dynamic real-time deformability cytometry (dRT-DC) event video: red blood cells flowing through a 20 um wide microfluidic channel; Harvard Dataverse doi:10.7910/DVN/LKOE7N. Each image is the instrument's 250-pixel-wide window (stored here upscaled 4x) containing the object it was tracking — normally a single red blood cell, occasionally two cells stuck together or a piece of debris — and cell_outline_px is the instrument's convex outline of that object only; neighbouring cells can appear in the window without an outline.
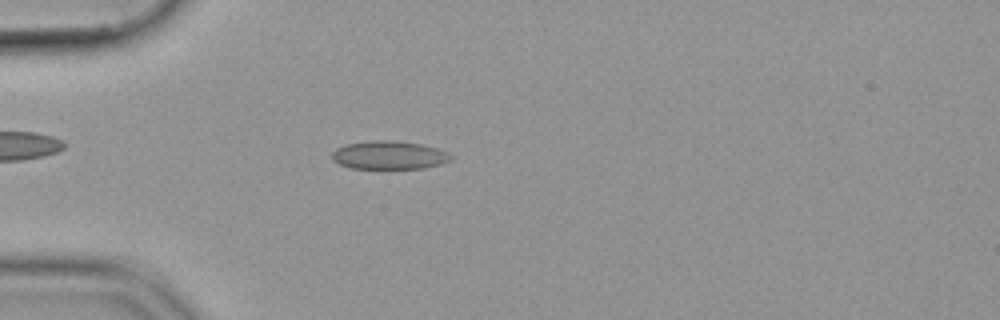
{"species": "common noctule bat (a hibernating species)", "species_latin": "Nyctalus noctula", "temperature_condition": "cold", "stored_images_in_passage": 54, "camera_frame_rate_fps": 3000, "um_per_image_px": 0.085, "animal": {"sex": "female", "body_mass_g": 19.9}, "frame": {"image": 1, "passage_image": 15, "time_ms": 4.667, "image_size_px": [1000, 320], "cell_outline_px": [[456, 156], [452, 160], [440, 164], [424, 168], [388, 172], [384, 172], [352, 168], [340, 164], [332, 160], [332, 152], [336, 148], [348, 144], [376, 140], [392, 140], [420, 144], [436, 148], [448, 152]], "centroid_in_image_um": [33.11, 13.25], "position_along_channel_um": 51.9, "area_um2": 20.63}}
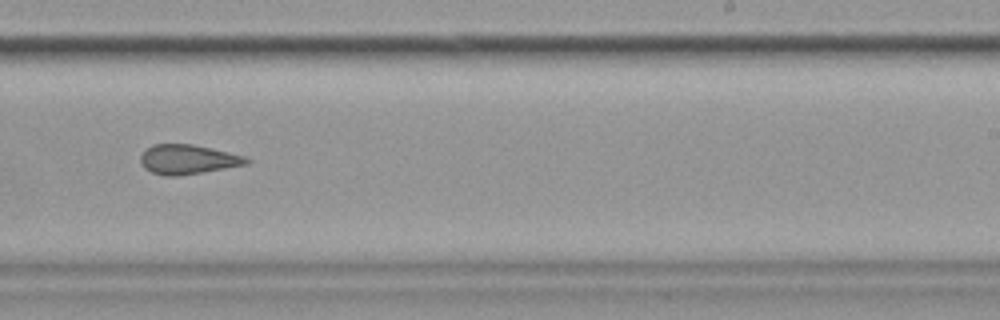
{"frame": {"image": 2, "passage_image": 34, "time_ms": 11.0, "image_size_px": [1000, 320], "cell_outline_px": [[252, 160], [248, 164], [180, 176], [164, 176], [152, 172], [144, 168], [140, 160], [140, 156], [152, 144], [192, 144], [212, 148], [248, 156]], "centroid_in_image_um": [16.01, 13.55], "position_along_channel_um": 273.0, "area_um2": 18.38}}
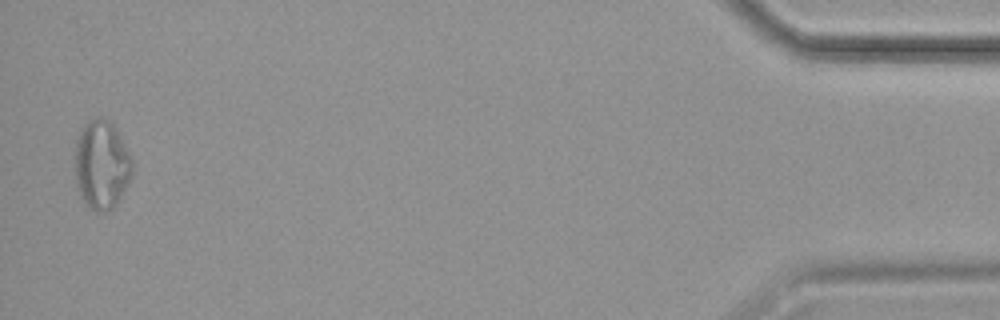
{"frame": {"image": 3, "passage_image": 53, "time_ms": 17.333, "image_size_px": [1000, 320], "cell_outline_px": [[132, 176], [116, 204], [108, 212], [96, 212], [84, 204], [80, 196], [76, 184], [76, 140], [84, 124], [88, 120], [96, 116], [104, 116], [112, 124], [132, 156]], "centroid_in_image_um": [8.64, 14.01], "position_along_channel_um": 426.6, "area_um2": 29.82}}